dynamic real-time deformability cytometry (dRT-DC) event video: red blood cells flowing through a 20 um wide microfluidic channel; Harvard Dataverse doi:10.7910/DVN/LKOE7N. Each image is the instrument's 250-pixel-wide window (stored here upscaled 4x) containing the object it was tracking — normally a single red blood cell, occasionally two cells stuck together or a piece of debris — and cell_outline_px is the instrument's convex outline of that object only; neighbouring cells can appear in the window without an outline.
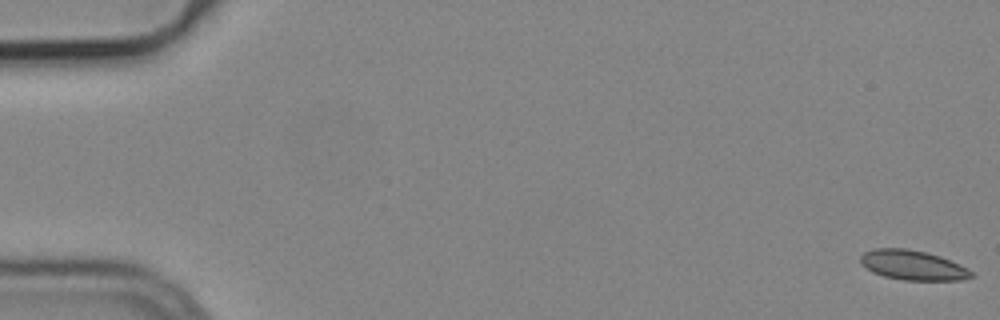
{"species": "common noctule bat (a hibernating species)", "species_latin": "Nyctalus noctula", "temperature_condition": "cold", "stored_images_in_passage": 55, "camera_frame_rate_fps": 3000, "um_per_image_px": 0.085, "animal": {"sex": "male", "body_mass_g": 19.2, "forearm_length_mm": 51.8}, "frame": {"image": 1, "passage_image": 1, "time_ms": 0.0, "image_size_px": [1000, 320], "cell_outline_px": [[976, 276], [964, 280], [904, 280], [884, 276], [872, 272], [860, 264], [860, 256], [864, 252], [872, 248], [908, 248], [928, 252], [940, 256], [968, 268]], "centroid_in_image_um": [77.58, 22.53], "position_along_channel_um": 7.4, "area_um2": 19.48}}
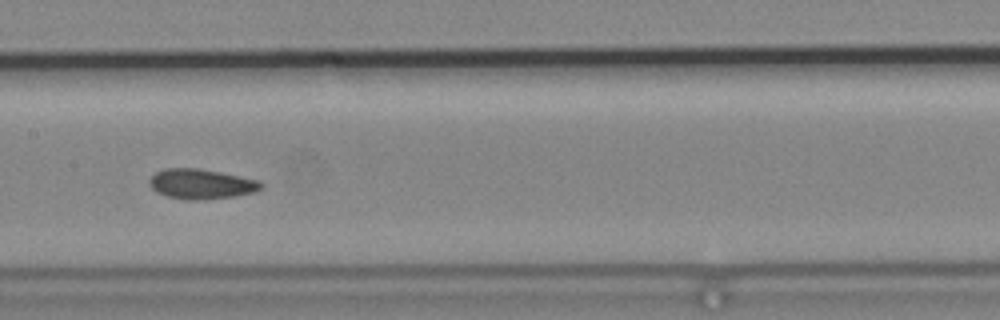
{"frame": {"image": 2, "passage_image": 28, "time_ms": 9.0, "image_size_px": [1000, 320], "cell_outline_px": [[264, 188], [256, 192], [236, 196], [196, 200], [188, 200], [168, 196], [156, 192], [148, 184], [148, 180], [156, 172], [164, 168], [200, 168], [220, 172], [256, 180], [264, 184]], "centroid_in_image_um": [17.1, 15.64], "position_along_channel_um": 190.3, "area_um2": 19.54}}
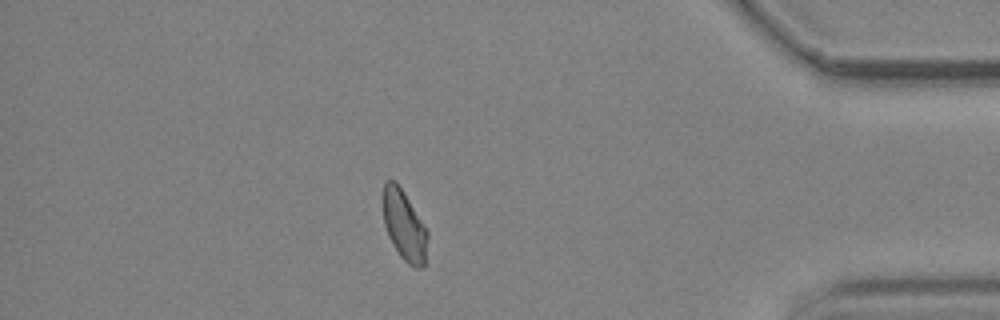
{"frame": {"image": 3, "passage_image": 48, "time_ms": 15.667, "image_size_px": [1000, 320], "cell_outline_px": [[428, 236], [424, 268], [416, 268], [408, 264], [400, 256], [392, 244], [388, 236], [384, 224], [380, 200], [380, 196], [384, 180], [396, 180], [404, 192], [428, 232]], "centroid_in_image_um": [34.3, 19.11], "position_along_channel_um": 400.9, "area_um2": 18.79}, "authors_computed_cell_mechanics": {"area_um2": 19.074, "velocity_mm_per_s": 3.7578, "shape_relaxation_time_tau1_ms": 10.7893, "shape_relaxation_time_tau2_ms": 2.6172, "deformation_change_tau1": 0.1315, "deformation_change_tau2": 0.0699}}